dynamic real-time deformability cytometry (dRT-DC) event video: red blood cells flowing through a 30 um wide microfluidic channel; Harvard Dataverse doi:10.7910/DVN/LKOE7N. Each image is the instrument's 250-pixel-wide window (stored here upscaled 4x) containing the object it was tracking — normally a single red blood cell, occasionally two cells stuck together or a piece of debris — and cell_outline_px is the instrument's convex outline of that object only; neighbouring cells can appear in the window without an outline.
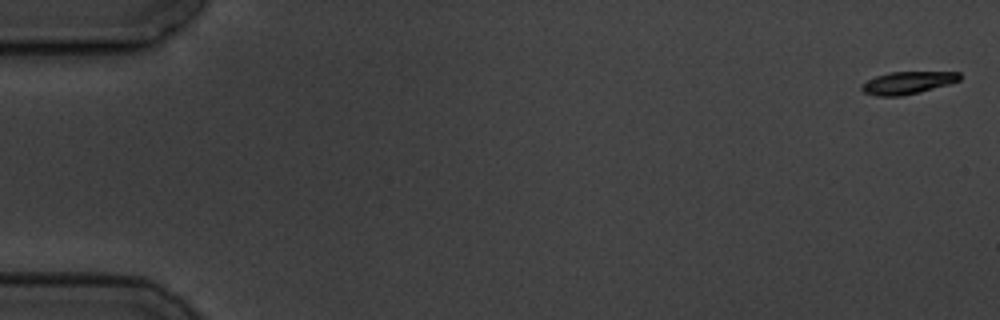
{"species": "common noctule bat (a hibernating species)", "species_latin": "Nyctalus noctula", "temperature_condition": "cold", "stored_images_in_passage": 8, "camera_frame_rate_fps": 3000, "um_per_image_px": 0.085, "animal": {"sex": "male", "body_mass_g": 19.5, "forearm_length_mm": 54.6}, "frame": {"image": 1, "passage_image": 1, "time_ms": 0.0, "image_size_px": [1000, 320], "cell_outline_px": [[960, 80], [948, 84], [920, 92], [900, 96], [876, 96], [864, 92], [860, 88], [860, 84], [876, 76], [888, 72], [960, 72]], "centroid_in_image_um": [77.11, 7.03], "position_along_channel_um": 7.9, "area_um2": 12.77}}
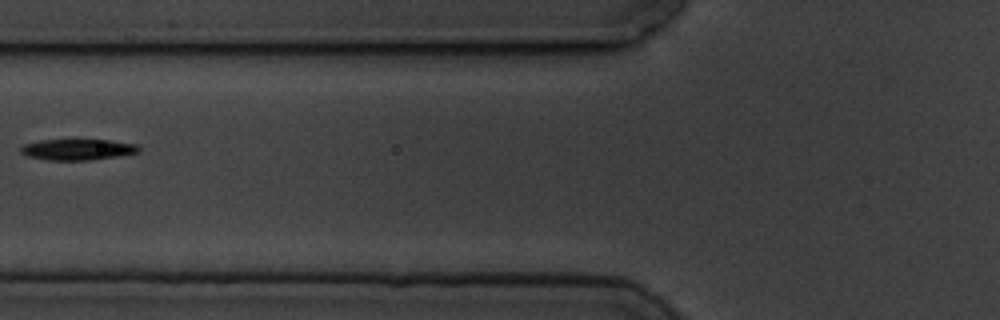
{"frame": {"image": 2, "passage_image": 7, "time_ms": 7.333, "image_size_px": [1000, 320], "cell_outline_px": [[140, 148], [136, 152], [116, 156], [88, 160], [48, 160], [28, 156], [20, 152], [20, 148], [24, 144], [40, 140], [108, 140], [136, 144]], "centroid_in_image_um": [6.54, 12.7], "position_along_channel_um": 119.3, "area_um2": 14.16}}
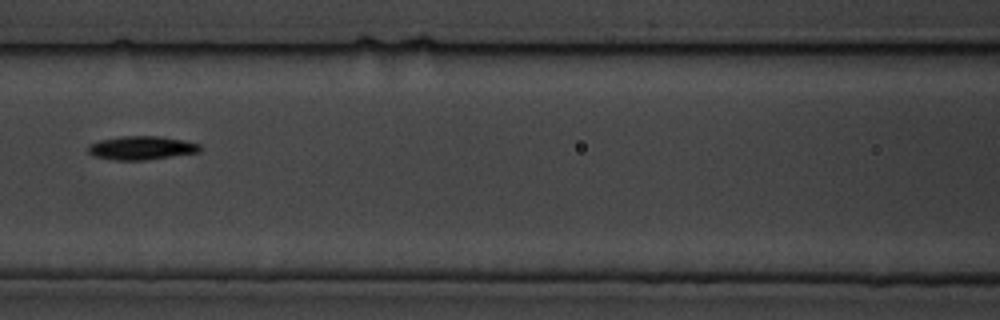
{"frame": {"image": 3, "passage_image": 8, "time_ms": 8.333, "image_size_px": [1000, 320], "cell_outline_px": [[200, 152], [144, 160], [116, 160], [92, 156], [88, 152], [88, 144], [100, 140], [120, 136], [160, 136], [184, 140], [200, 144]], "centroid_in_image_um": [12.0, 12.56], "position_along_channel_um": 154.6, "area_um2": 15.43}}